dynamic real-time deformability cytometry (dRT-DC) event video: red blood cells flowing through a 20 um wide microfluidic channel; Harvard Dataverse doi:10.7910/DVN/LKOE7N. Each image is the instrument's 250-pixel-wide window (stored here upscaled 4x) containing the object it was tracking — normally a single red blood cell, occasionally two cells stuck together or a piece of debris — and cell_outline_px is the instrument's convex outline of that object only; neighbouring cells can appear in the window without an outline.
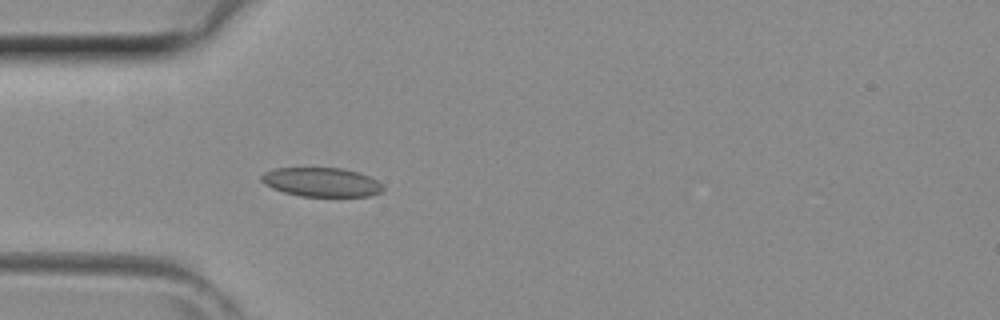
{"species": "common noctule bat (a hibernating species)", "species_latin": "Nyctalus noctula", "temperature_condition": "room temperature", "stored_images_in_passage": 38, "camera_frame_rate_fps": 3000, "um_per_image_px": 0.085, "animal": {"sex": "female", "body_mass_g": 29.2, "forearm_length_mm": 56.3}, "frame": {"image": 1, "passage_image": 8, "time_ms": 2.333, "image_size_px": [1000, 320], "cell_outline_px": [[384, 188], [380, 192], [368, 196], [300, 196], [284, 192], [272, 188], [264, 184], [260, 180], [260, 176], [264, 172], [276, 168], [344, 168], [368, 176], [376, 180]], "centroid_in_image_um": [27.27, 15.48], "position_along_channel_um": 57.7, "area_um2": 20.46}}
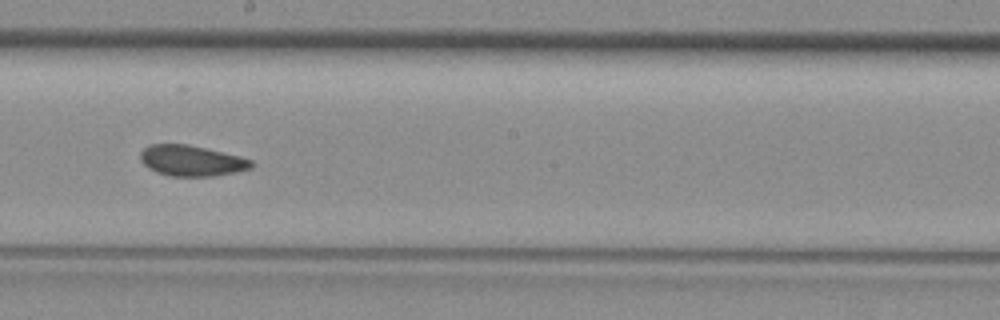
{"frame": {"image": 2, "passage_image": 19, "time_ms": 6.0, "image_size_px": [1000, 320], "cell_outline_px": [[256, 164], [252, 168], [236, 172], [216, 176], [168, 176], [156, 172], [148, 168], [140, 160], [140, 152], [144, 148], [152, 144], [188, 144], [240, 156], [252, 160]], "centroid_in_image_um": [16.3, 13.66], "position_along_channel_um": 231.9, "area_um2": 20.06}}
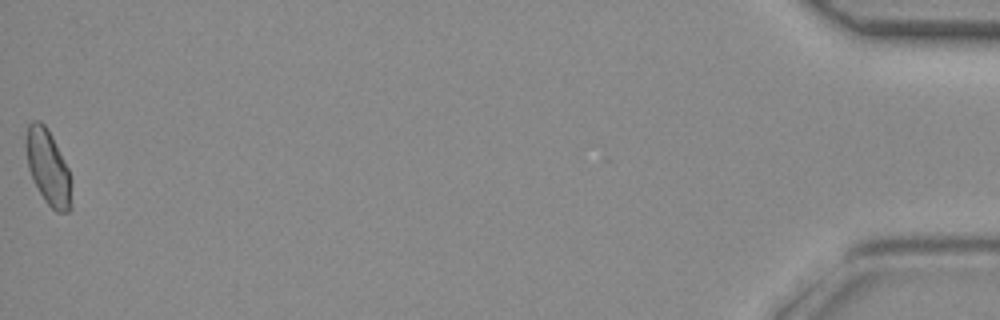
{"frame": {"image": 3, "passage_image": 38, "time_ms": 12.333, "image_size_px": [1000, 320], "cell_outline_px": [[72, 208], [68, 212], [56, 212], [44, 200], [28, 168], [24, 144], [24, 136], [28, 124], [32, 120], [40, 120], [44, 124], [52, 136], [68, 168], [72, 180]], "centroid_in_image_um": [4.09, 14.21], "position_along_channel_um": 431.1, "area_um2": 20.23}}